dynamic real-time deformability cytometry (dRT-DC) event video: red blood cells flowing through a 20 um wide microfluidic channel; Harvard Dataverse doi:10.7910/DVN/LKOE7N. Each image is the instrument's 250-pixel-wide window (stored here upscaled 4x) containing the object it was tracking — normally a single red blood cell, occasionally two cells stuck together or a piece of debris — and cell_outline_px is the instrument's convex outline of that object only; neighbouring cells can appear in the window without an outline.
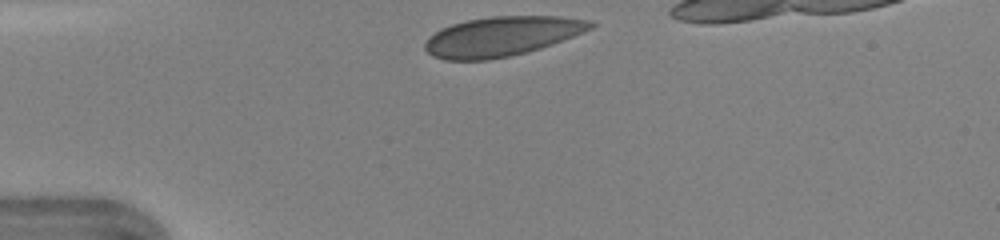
{"species": "human", "species_latin": "Homo sapiens", "temperature_condition": "warm", "stored_images_in_passage": 31, "camera_frame_rate_fps": 3000, "um_per_image_px": 0.085, "donor": {"sex": "female"}, "frame": {"image": 1, "passage_image": 1, "time_ms": 0.0, "image_size_px": [1000, 240], "cell_outline_px": [[596, 24], [592, 28], [552, 44], [540, 48], [508, 56], [488, 60], [444, 60], [432, 56], [424, 48], [424, 44], [428, 36], [440, 28], [452, 24], [468, 20], [492, 16], [560, 16], [592, 20]], "centroid_in_image_um": [42.62, 3.08], "position_along_channel_um": 42.4, "area_um2": 38.15}}
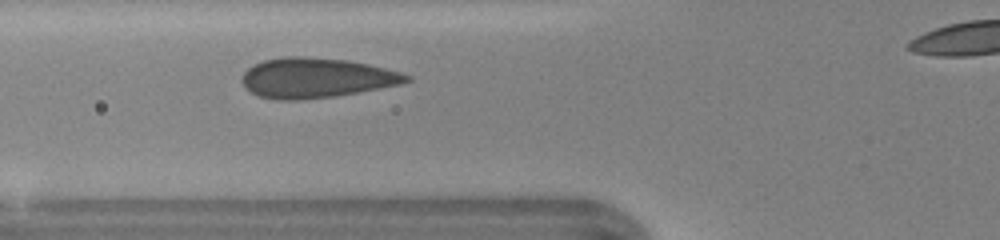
{"frame": {"image": 2, "passage_image": 7, "time_ms": 2.0, "image_size_px": [1000, 240], "cell_outline_px": [[412, 80], [400, 84], [380, 88], [336, 96], [296, 100], [276, 100], [260, 96], [244, 88], [240, 80], [244, 72], [252, 64], [264, 60], [284, 56], [304, 56], [344, 60], [368, 64], [400, 72], [412, 76]], "centroid_in_image_um": [26.84, 6.62], "position_along_channel_um": 99.0, "area_um2": 38.32}}
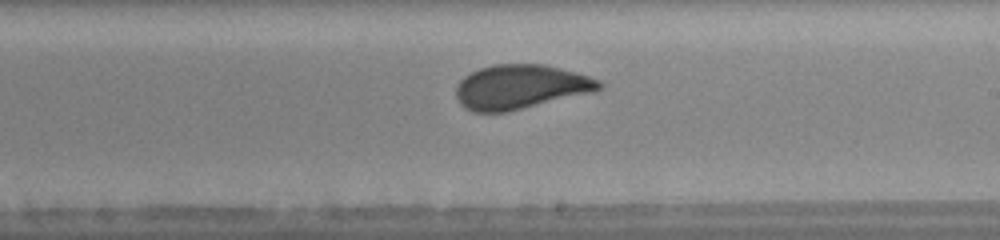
{"frame": {"image": 3, "passage_image": 17, "time_ms": 5.333, "image_size_px": [1000, 240], "cell_outline_px": [[604, 88], [592, 92], [508, 112], [472, 112], [464, 108], [460, 104], [456, 96], [456, 88], [460, 80], [464, 76], [480, 68], [492, 64], [544, 64], [560, 68], [588, 76], [600, 80], [604, 84]], "centroid_in_image_um": [44.23, 7.39], "position_along_channel_um": 244.8, "area_um2": 37.05}}